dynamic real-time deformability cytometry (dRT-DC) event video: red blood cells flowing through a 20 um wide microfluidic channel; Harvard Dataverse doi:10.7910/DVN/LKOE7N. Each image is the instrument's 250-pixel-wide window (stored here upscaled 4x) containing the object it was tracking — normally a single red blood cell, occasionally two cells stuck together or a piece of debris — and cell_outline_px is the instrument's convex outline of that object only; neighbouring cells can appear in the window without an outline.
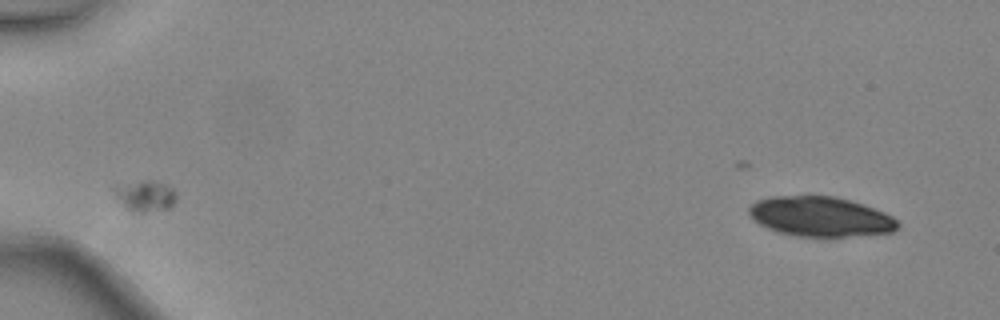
{"species": "common noctule bat (a hibernating species)", "species_latin": "Nyctalus noctula", "temperature_condition": "warm", "stored_images_in_passage": 3, "camera_frame_rate_fps": 3000, "um_per_image_px": 0.085, "animal": {"sex": "female", "body_mass_g": 24.6, "forearm_length_mm": 56.2}, "frame": {"image": 1, "passage_image": 3, "time_ms": 0.667, "image_size_px": [1000, 320], "cell_outline_px": [[900, 224], [892, 232], [844, 236], [796, 236], [776, 232], [760, 224], [748, 212], [748, 208], [756, 200], [772, 196], [836, 196], [884, 212], [892, 216]], "centroid_in_image_um": [69.7, 18.4], "position_along_channel_um": 15.3, "area_um2": 34.1}}